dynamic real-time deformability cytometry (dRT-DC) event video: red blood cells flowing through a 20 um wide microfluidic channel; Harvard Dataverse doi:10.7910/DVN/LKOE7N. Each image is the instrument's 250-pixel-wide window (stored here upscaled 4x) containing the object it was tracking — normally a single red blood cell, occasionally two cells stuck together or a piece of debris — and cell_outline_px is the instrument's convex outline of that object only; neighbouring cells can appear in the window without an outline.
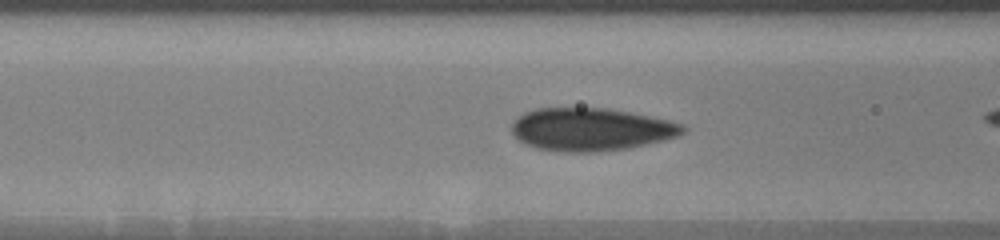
{"species": "human", "species_latin": "Homo sapiens", "temperature_condition": "warm", "stored_images_in_passage": 48, "camera_frame_rate_fps": 3000, "um_per_image_px": 0.085, "donor": {"sex": "male"}, "frame": {"image": 1, "passage_image": 12, "time_ms": 3.333, "image_size_px": [1000, 240], "cell_outline_px": [[688, 128], [684, 132], [676, 136], [664, 140], [628, 148], [596, 152], [560, 152], [536, 148], [524, 144], [512, 132], [512, 124], [524, 112], [536, 108], [608, 108], [668, 120], [684, 124]], "centroid_in_image_um": [50.23, 11.0], "position_along_channel_um": 116.4, "area_um2": 42.66}}
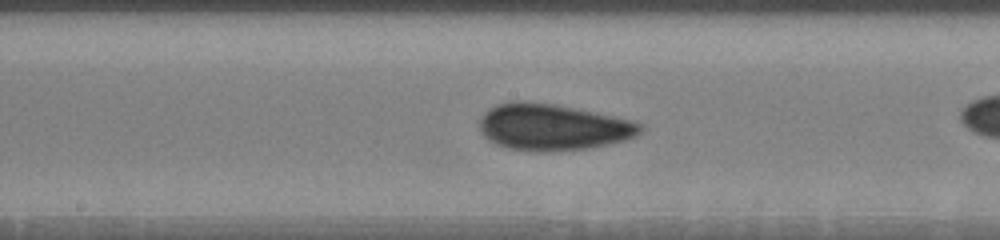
{"frame": {"image": 2, "passage_image": 19, "time_ms": 5.667, "image_size_px": [1000, 240], "cell_outline_px": [[640, 132], [636, 136], [624, 140], [592, 148], [548, 152], [528, 152], [508, 148], [496, 144], [488, 140], [484, 136], [480, 128], [480, 116], [488, 108], [496, 104], [516, 100], [520, 100], [552, 104], [592, 112], [628, 120], [640, 124]], "centroid_in_image_um": [46.89, 10.82], "position_along_channel_um": 201.3, "area_um2": 43.35}}
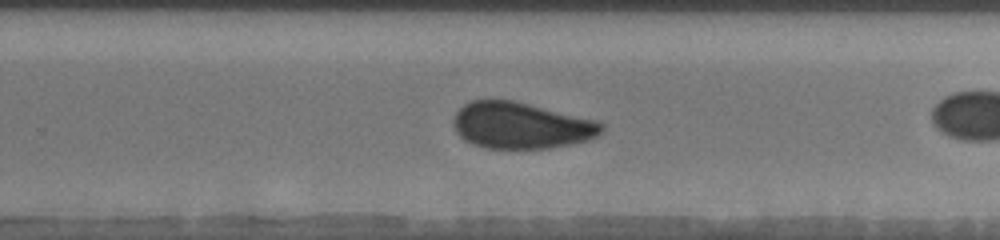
{"frame": {"image": 3, "passage_image": 32, "time_ms": 8.0, "image_size_px": [1000, 240], "cell_outline_px": [[604, 132], [588, 140], [572, 144], [548, 148], [484, 148], [472, 144], [464, 140], [456, 132], [452, 124], [452, 120], [456, 112], [464, 104], [472, 100], [512, 100], [596, 120], [604, 124]], "centroid_in_image_um": [44.27, 10.67], "position_along_channel_um": 285.5, "area_um2": 40.11}}